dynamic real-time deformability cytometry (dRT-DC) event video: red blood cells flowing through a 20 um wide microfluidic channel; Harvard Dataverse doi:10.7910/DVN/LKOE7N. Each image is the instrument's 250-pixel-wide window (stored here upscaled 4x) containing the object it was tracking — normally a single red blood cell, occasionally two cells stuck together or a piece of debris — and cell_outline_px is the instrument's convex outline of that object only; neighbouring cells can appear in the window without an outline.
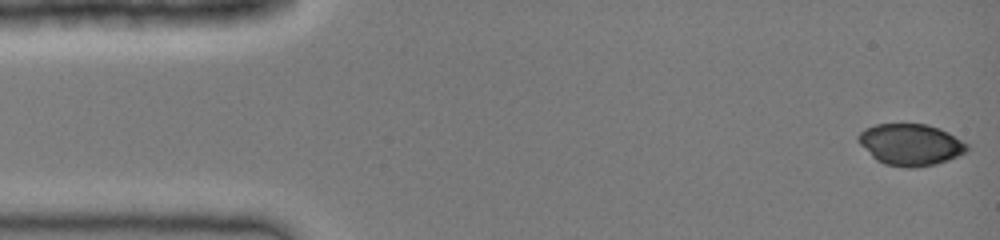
{"species": "common noctule bat (a hibernating species)", "species_latin": "Nyctalus noctula", "temperature_condition": "cold", "stored_images_in_passage": 41, "camera_frame_rate_fps": 3000, "um_per_image_px": 0.085, "animal": {"sex": "female", "body_mass_g": 19.0, "forearm_length_mm": 51.5}, "frame": {"image": 1, "passage_image": 1, "time_ms": 0.0, "image_size_px": [1000, 240], "cell_outline_px": [[968, 152], [948, 160], [936, 164], [916, 168], [908, 168], [884, 164], [876, 160], [856, 140], [856, 136], [864, 128], [876, 124], [928, 124], [940, 128], [948, 132], [968, 144]], "centroid_in_image_um": [77.39, 12.29], "position_along_channel_um": 7.6, "area_um2": 26.59}}
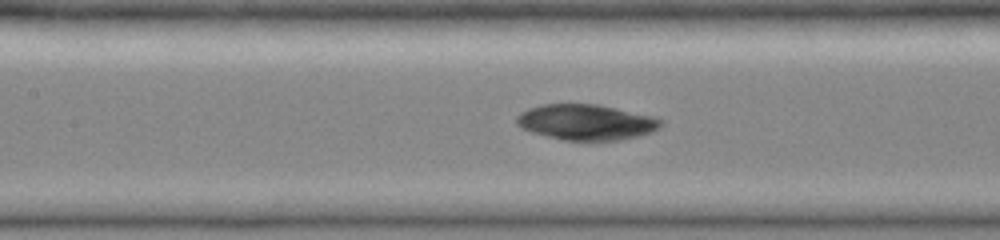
{"frame": {"image": 2, "passage_image": 18, "time_ms": 5.667, "image_size_px": [1000, 240], "cell_outline_px": [[664, 124], [660, 128], [652, 132], [620, 140], [564, 140], [532, 132], [520, 128], [516, 124], [516, 116], [520, 112], [528, 108], [544, 104], [596, 104], [652, 116], [664, 120]], "centroid_in_image_um": [49.82, 10.38], "position_along_channel_um": 157.6, "area_um2": 29.88}}
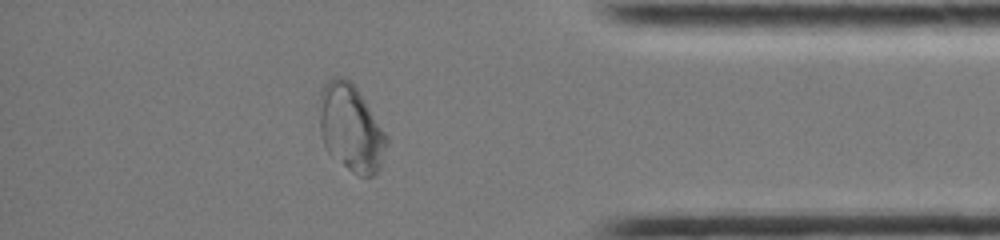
{"frame": {"image": 3, "passage_image": 35, "time_ms": 11.333, "image_size_px": [1000, 240], "cell_outline_px": [[388, 144], [380, 168], [372, 176], [360, 176], [352, 172], [328, 152], [324, 144], [320, 132], [320, 88], [332, 76], [344, 76], [356, 88], [388, 136]], "centroid_in_image_um": [29.83, 10.88], "position_along_channel_um": 405.4, "area_um2": 33.93}}